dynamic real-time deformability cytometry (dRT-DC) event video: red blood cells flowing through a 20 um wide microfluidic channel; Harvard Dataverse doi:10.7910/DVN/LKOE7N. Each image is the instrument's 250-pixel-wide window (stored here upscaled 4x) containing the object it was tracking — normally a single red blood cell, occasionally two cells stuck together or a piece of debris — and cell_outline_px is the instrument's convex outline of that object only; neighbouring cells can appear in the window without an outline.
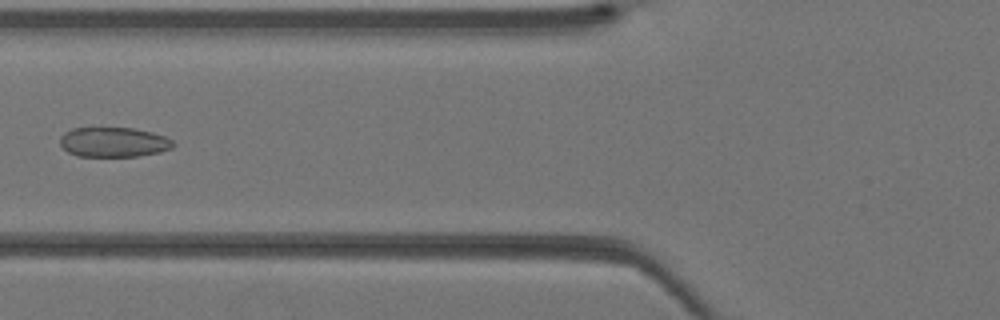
{"species": "Egyptian fruit bat (a non-hibernating species)", "species_latin": "Rousettus aegyptiacus", "temperature_condition": "warm", "stored_images_in_passage": 41, "camera_frame_rate_fps": 3000, "um_per_image_px": 0.085, "animal": {"sex": "female"}, "frame": {"image": 1, "passage_image": 17, "time_ms": 5.333, "image_size_px": [1000, 320], "cell_outline_px": [[176, 144], [172, 148], [160, 152], [136, 156], [76, 156], [68, 152], [60, 144], [60, 136], [64, 132], [72, 128], [132, 128], [152, 132], [164, 136], [172, 140]], "centroid_in_image_um": [9.65, 12.08], "position_along_channel_um": 116.1, "area_um2": 19.65}}
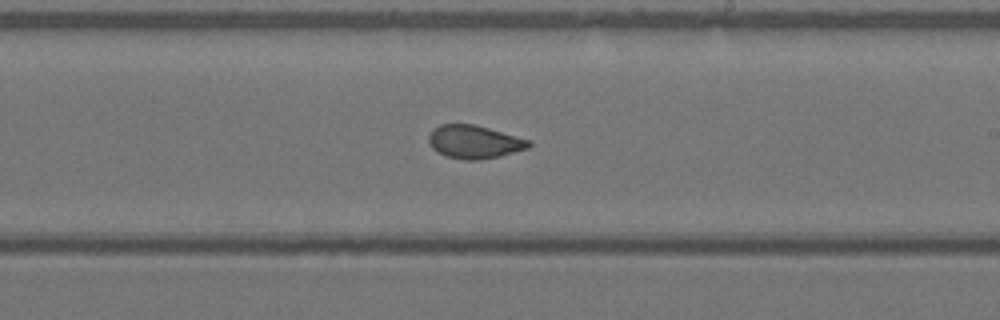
{"frame": {"image": 2, "passage_image": 25, "time_ms": 8.0, "image_size_px": [1000, 320], "cell_outline_px": [[532, 144], [528, 148], [500, 156], [480, 160], [464, 160], [448, 156], [432, 148], [428, 140], [428, 136], [432, 128], [440, 124], [472, 124], [488, 128], [532, 140]], "centroid_in_image_um": [40.32, 12.05], "position_along_channel_um": 248.7, "area_um2": 19.36}}
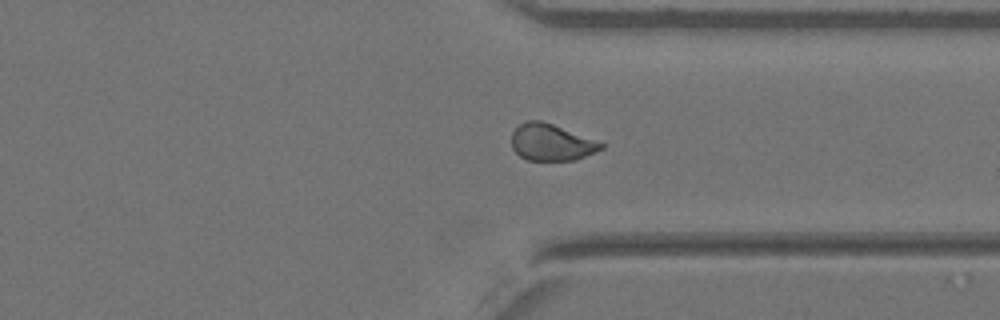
{"frame": {"image": 3, "passage_image": 32, "time_ms": 10.333, "image_size_px": [1000, 320], "cell_outline_px": [[604, 148], [576, 160], [528, 160], [520, 156], [512, 148], [512, 132], [520, 124], [528, 120], [540, 120], [552, 124], [604, 144]], "centroid_in_image_um": [46.83, 12.11], "position_along_channel_um": 364.6, "area_um2": 18.79}}